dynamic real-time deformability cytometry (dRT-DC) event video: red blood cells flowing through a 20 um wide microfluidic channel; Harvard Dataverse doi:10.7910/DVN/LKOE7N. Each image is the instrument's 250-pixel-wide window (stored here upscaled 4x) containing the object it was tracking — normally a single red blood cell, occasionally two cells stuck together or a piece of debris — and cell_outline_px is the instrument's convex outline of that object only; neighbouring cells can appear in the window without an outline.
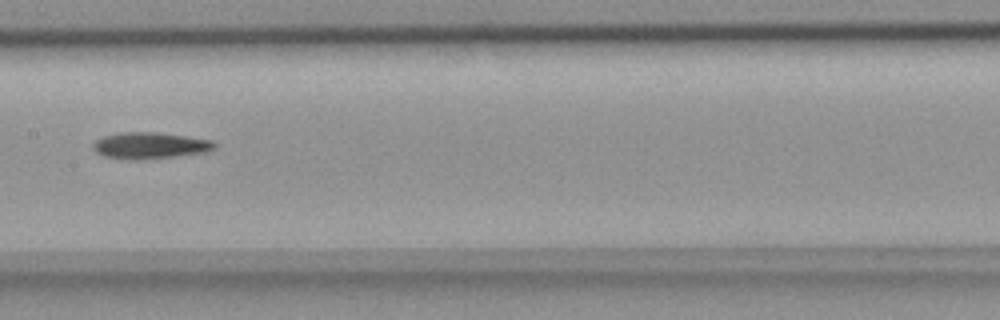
{"species": "common noctule bat (a hibernating species)", "species_latin": "Nyctalus noctula", "temperature_condition": "room temperature", "stored_images_in_passage": 8, "camera_frame_rate_fps": 3000, "um_per_image_px": 0.085, "animal": {"sex": "female", "body_mass_g": 18.4}, "frame": {"image": 1, "passage_image": 8, "time_ms": 2.333, "image_size_px": [1000, 320], "cell_outline_px": [[216, 148], [204, 152], [144, 160], [128, 160], [104, 156], [96, 152], [92, 148], [92, 144], [96, 140], [104, 136], [120, 132], [156, 132], [212, 140], [216, 144]], "centroid_in_image_um": [12.71, 12.37], "position_along_channel_um": 194.7, "area_um2": 18.73}}